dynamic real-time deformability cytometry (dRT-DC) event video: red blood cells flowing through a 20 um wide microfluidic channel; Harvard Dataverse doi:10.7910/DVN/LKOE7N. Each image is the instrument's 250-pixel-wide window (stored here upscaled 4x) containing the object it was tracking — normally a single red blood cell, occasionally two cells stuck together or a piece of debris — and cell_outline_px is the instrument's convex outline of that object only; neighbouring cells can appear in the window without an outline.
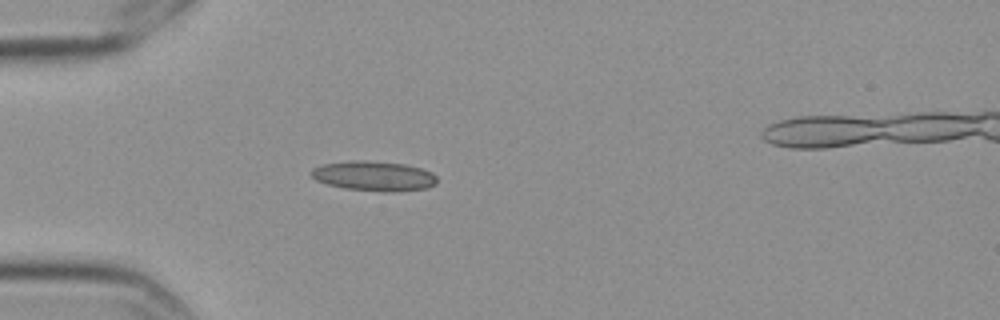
{"species": "Egyptian fruit bat (a non-hibernating species)", "species_latin": "Rousettus aegyptiacus", "temperature_condition": "cold", "stored_images_in_passage": 5, "camera_frame_rate_fps": 3000, "um_per_image_px": 0.085, "frame": {"image": 1, "passage_image": 3, "time_ms": 0.667, "image_size_px": [1000, 320], "cell_outline_px": [[436, 184], [428, 188], [396, 192], [388, 192], [344, 188], [328, 184], [316, 180], [308, 172], [312, 168], [324, 164], [352, 160], [364, 160], [404, 164], [420, 168], [432, 172], [436, 176]], "centroid_in_image_um": [31.78, 14.96], "position_along_channel_um": 53.2, "area_um2": 21.91}}
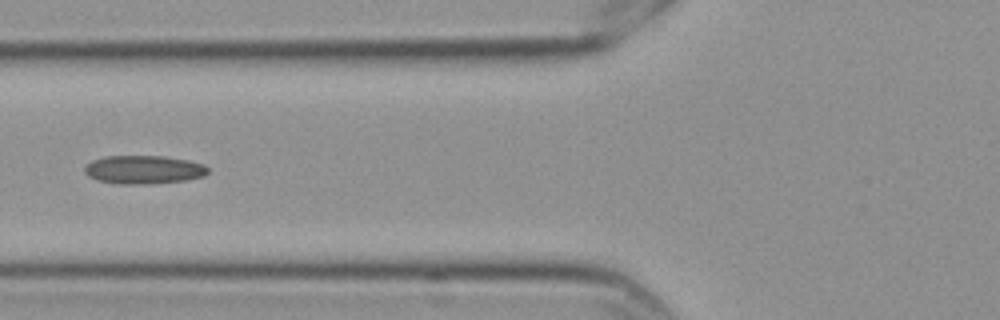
{"frame": {"image": 2, "passage_image": 5, "time_ms": 1.333, "image_size_px": [1000, 320], "cell_outline_px": [[208, 172], [204, 176], [184, 180], [152, 184], [120, 184], [96, 180], [88, 176], [84, 172], [84, 168], [92, 160], [104, 156], [164, 156], [188, 160], [204, 164], [208, 168]], "centroid_in_image_um": [12.2, 14.42], "position_along_channel_um": 113.6, "area_um2": 20.52}}